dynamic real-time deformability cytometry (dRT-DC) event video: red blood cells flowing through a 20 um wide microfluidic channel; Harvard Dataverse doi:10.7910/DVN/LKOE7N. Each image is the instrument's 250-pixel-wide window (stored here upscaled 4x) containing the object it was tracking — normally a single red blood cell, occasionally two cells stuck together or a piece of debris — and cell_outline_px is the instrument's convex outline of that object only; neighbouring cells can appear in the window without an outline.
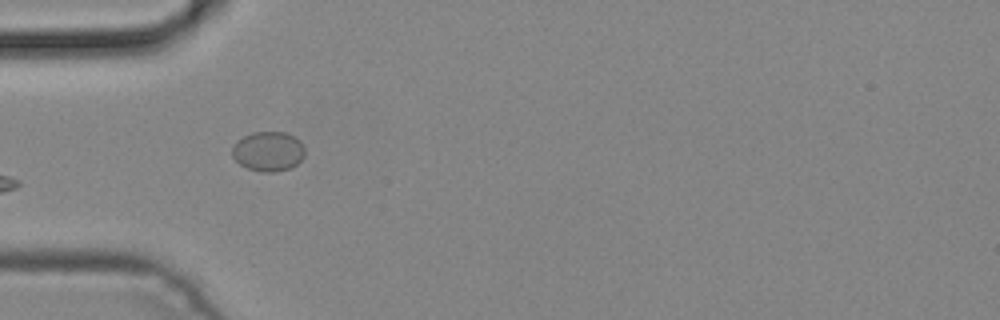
{"species": "common noctule bat (a hibernating species)", "species_latin": "Nyctalus noctula", "temperature_condition": "cold", "stored_images_in_passage": 7, "camera_frame_rate_fps": 3000, "um_per_image_px": 0.085, "animal": {"sex": "male", "body_mass_g": 19.2, "forearm_length_mm": 51.8}, "frame": {"image": 1, "passage_image": 4, "time_ms": 1.0, "image_size_px": [1000, 320], "cell_outline_px": [[304, 156], [296, 164], [288, 168], [276, 172], [260, 172], [248, 168], [240, 164], [232, 156], [232, 144], [236, 140], [252, 132], [284, 132], [300, 140], [304, 148]], "centroid_in_image_um": [22.77, 12.86], "position_along_channel_um": 62.2, "area_um2": 16.82}}
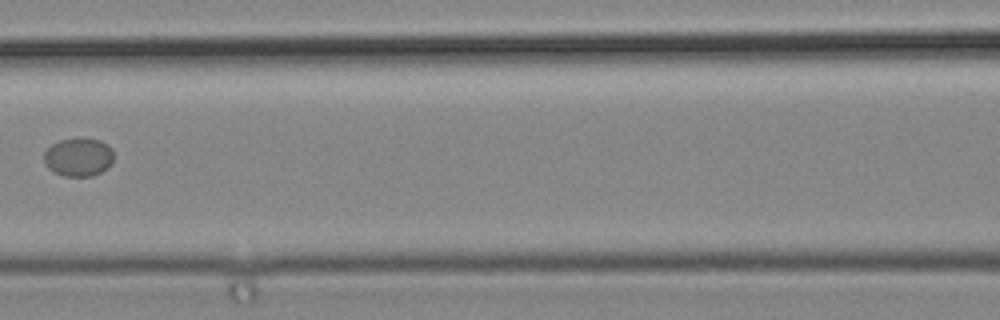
{"frame": {"image": 2, "passage_image": 6, "time_ms": 1.667, "image_size_px": [1000, 320], "cell_outline_px": [[112, 164], [108, 168], [92, 176], [64, 176], [48, 168], [44, 164], [44, 152], [52, 144], [60, 140], [100, 140], [108, 144], [112, 148]], "centroid_in_image_um": [6.68, 13.38], "position_along_channel_um": 159.9, "area_um2": 15.32}}
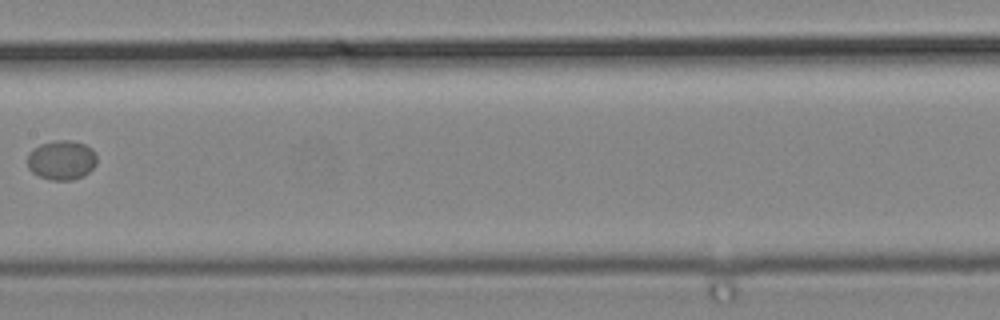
{"frame": {"image": 3, "passage_image": 7, "time_ms": 2.0, "image_size_px": [1000, 320], "cell_outline_px": [[96, 164], [84, 176], [72, 180], [52, 180], [40, 176], [32, 172], [28, 168], [28, 152], [32, 148], [40, 144], [56, 140], [72, 140], [84, 144], [92, 148], [96, 152]], "centroid_in_image_um": [5.24, 13.59], "position_along_channel_um": 202.2, "area_um2": 16.13}}